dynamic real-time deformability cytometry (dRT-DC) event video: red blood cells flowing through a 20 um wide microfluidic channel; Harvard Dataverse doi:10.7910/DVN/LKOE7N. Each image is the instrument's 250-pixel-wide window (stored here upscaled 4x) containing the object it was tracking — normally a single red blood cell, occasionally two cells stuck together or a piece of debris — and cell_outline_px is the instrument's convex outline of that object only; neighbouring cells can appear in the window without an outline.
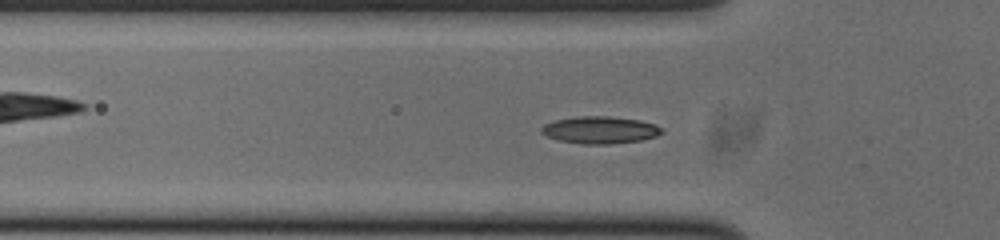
{"species": "common noctule bat (a hibernating species)", "species_latin": "Nyctalus noctula", "temperature_condition": "cold", "stored_images_in_passage": 52, "camera_frame_rate_fps": 3000, "um_per_image_px": 0.085, "animal": {"sex": "male", "body_mass_g": 20.0, "forearm_length_mm": 53.3}, "frame": {"image": 1, "passage_image": 14, "time_ms": 4.333, "image_size_px": [1000, 240], "cell_outline_px": [[664, 132], [656, 136], [640, 140], [608, 144], [580, 144], [560, 140], [548, 136], [540, 132], [540, 128], [544, 124], [556, 120], [580, 116], [608, 116], [640, 120], [656, 124]], "centroid_in_image_um": [51.0, 11.04], "position_along_channel_um": 74.8, "area_um2": 18.96}}
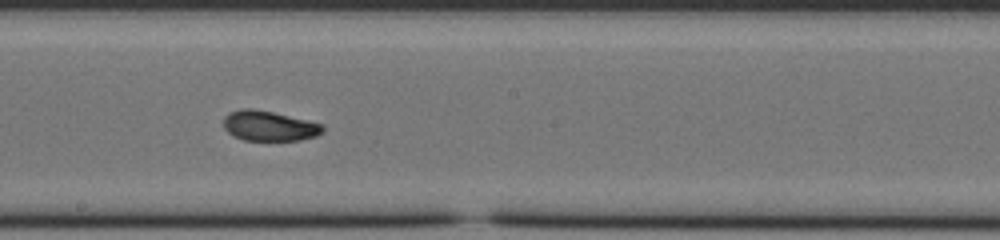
{"frame": {"image": 2, "passage_image": 26, "time_ms": 8.333, "image_size_px": [1000, 240], "cell_outline_px": [[324, 132], [316, 136], [300, 140], [244, 140], [232, 136], [224, 128], [224, 116], [228, 112], [244, 108], [252, 108], [272, 112], [320, 124], [324, 128]], "centroid_in_image_um": [22.83, 10.71], "position_along_channel_um": 225.4, "area_um2": 17.22}}
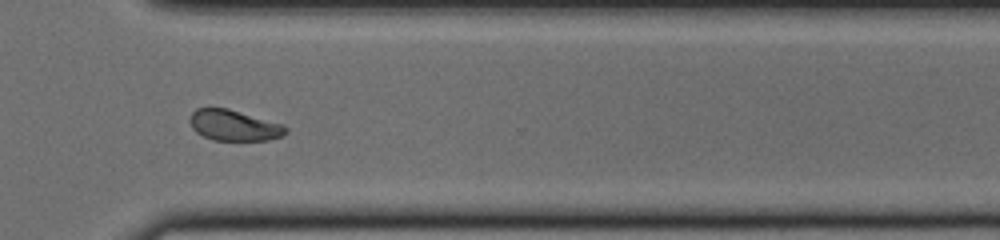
{"frame": {"image": 3, "passage_image": 36, "time_ms": 11.667, "image_size_px": [1000, 240], "cell_outline_px": [[288, 132], [284, 136], [268, 140], [212, 140], [196, 132], [192, 128], [188, 120], [192, 112], [196, 108], [228, 108], [284, 124], [288, 128]], "centroid_in_image_um": [19.91, 10.65], "position_along_channel_um": 350.7, "area_um2": 17.46}, "authors_computed_cell_mechanics": {"area_um2": 17.6579, "velocity_mm_per_s": 3.7564, "shape_relaxation_time_tau1_ms": 2.6076, "shape_relaxation_time_tau2_ms": 1.5147, "deformation_change_tau1": 0.0928, "deformation_change_tau2": 0.0571}}